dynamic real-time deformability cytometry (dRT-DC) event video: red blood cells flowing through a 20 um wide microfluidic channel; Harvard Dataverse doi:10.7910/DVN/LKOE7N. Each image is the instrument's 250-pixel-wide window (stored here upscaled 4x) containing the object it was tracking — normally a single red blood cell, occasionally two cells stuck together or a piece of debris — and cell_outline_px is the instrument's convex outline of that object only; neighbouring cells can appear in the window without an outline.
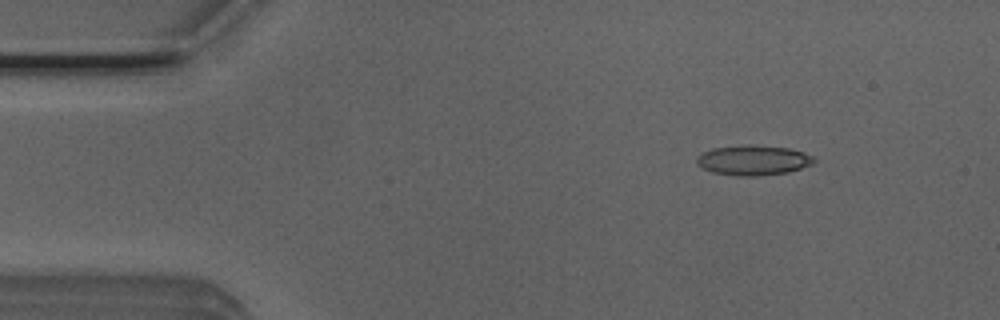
{"species": "Egyptian fruit bat (a non-hibernating species)", "species_latin": "Rousettus aegyptiacus", "temperature_condition": "room temperature", "stored_images_in_passage": 9, "camera_frame_rate_fps": 3000, "um_per_image_px": 0.085, "animal": {"sex": "male"}, "frame": {"image": 1, "passage_image": 2, "time_ms": 0.333, "image_size_px": [1000, 320], "cell_outline_px": [[816, 160], [812, 164], [788, 172], [756, 176], [736, 176], [712, 172], [696, 164], [696, 156], [712, 148], [744, 144], [752, 144], [788, 148], [804, 152], [812, 156]], "centroid_in_image_um": [64.0, 13.61], "position_along_channel_um": 21.0, "area_um2": 20.63}}